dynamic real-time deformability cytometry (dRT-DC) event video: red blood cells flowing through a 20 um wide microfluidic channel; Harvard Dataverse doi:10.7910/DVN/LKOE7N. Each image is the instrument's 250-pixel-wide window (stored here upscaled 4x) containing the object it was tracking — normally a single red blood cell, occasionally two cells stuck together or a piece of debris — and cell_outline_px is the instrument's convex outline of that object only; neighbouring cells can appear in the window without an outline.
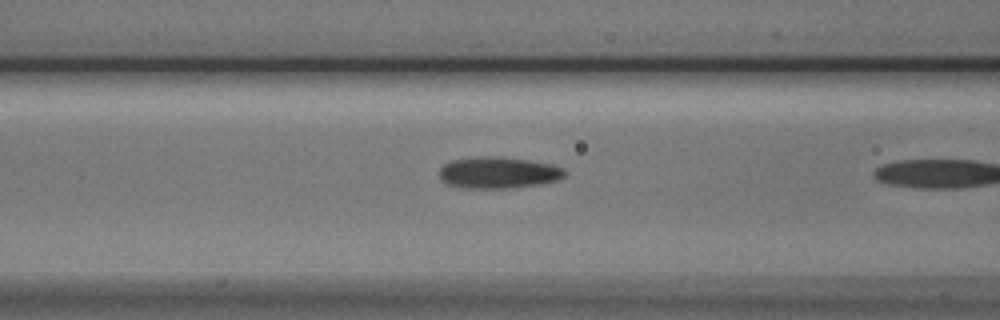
{"species": "Egyptian fruit bat (a non-hibernating species)", "species_latin": "Rousettus aegyptiacus", "temperature_condition": "cold", "stored_images_in_passage": 21, "camera_frame_rate_fps": 3000, "um_per_image_px": 0.085, "animal": {"sex": "male"}, "frame": {"image": 1, "passage_image": 20, "time_ms": 6.333, "image_size_px": [1000, 320], "cell_outline_px": [[564, 176], [556, 180], [544, 184], [516, 188], [460, 188], [448, 184], [440, 180], [440, 168], [444, 164], [452, 160], [476, 156], [484, 156], [528, 160], [552, 164], [564, 168]], "centroid_in_image_um": [42.34, 14.69], "position_along_channel_um": 124.3, "area_um2": 23.12}}